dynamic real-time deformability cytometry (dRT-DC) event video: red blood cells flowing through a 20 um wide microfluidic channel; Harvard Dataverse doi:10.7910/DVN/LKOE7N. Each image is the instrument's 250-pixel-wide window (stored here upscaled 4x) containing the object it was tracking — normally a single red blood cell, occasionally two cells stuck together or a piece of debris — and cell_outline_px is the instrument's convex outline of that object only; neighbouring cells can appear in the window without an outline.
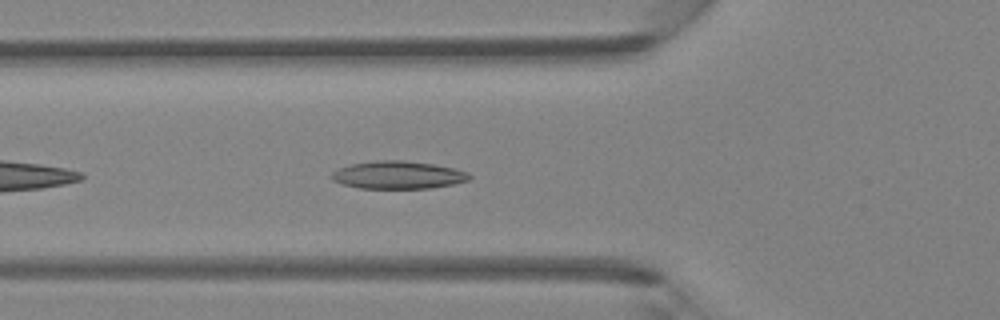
{"species": "Egyptian fruit bat (a non-hibernating species)", "species_latin": "Rousettus aegyptiacus", "temperature_condition": "room temperature", "stored_images_in_passage": 35, "camera_frame_rate_fps": 3000, "um_per_image_px": 0.085, "animal": {"sex": "female"}, "frame": {"image": 1, "passage_image": 5, "time_ms": 1.333, "image_size_px": [1000, 320], "cell_outline_px": [[472, 176], [468, 180], [452, 184], [432, 188], [360, 188], [340, 184], [332, 180], [328, 176], [332, 172], [340, 168], [352, 164], [376, 160], [404, 160], [432, 164], [452, 168], [468, 172]], "centroid_in_image_um": [33.79, 14.87], "position_along_channel_um": 92.0, "area_um2": 22.25}}
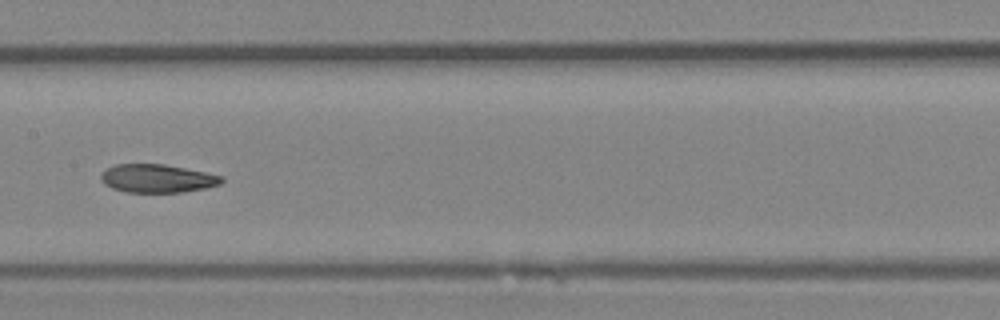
{"frame": {"image": 2, "passage_image": 12, "time_ms": 3.667, "image_size_px": [1000, 320], "cell_outline_px": [[224, 180], [220, 184], [204, 188], [184, 192], [128, 192], [112, 188], [104, 184], [100, 180], [100, 176], [108, 168], [116, 164], [164, 164], [208, 172], [224, 176]], "centroid_in_image_um": [13.4, 15.16], "position_along_channel_um": 194.0, "area_um2": 19.94}}
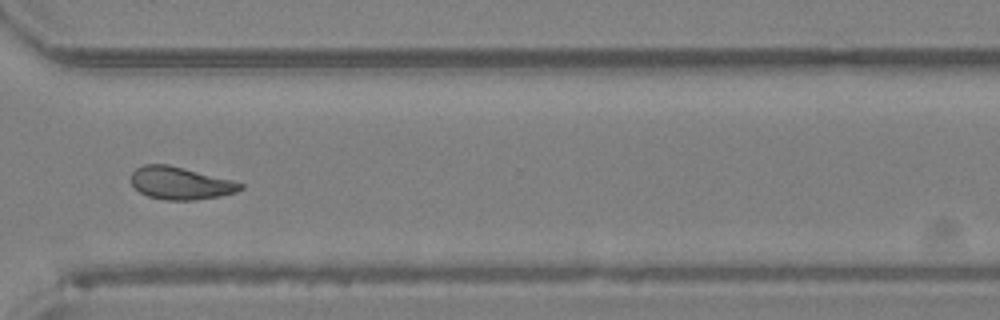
{"frame": {"image": 3, "passage_image": 23, "time_ms": 7.333, "image_size_px": [1000, 320], "cell_outline_px": [[244, 188], [236, 192], [220, 196], [196, 200], [164, 200], [148, 196], [140, 192], [132, 184], [132, 172], [136, 168], [144, 164], [168, 164], [236, 180], [244, 184]], "centroid_in_image_um": [15.39, 15.56], "position_along_channel_um": 355.2, "area_um2": 20.98}}